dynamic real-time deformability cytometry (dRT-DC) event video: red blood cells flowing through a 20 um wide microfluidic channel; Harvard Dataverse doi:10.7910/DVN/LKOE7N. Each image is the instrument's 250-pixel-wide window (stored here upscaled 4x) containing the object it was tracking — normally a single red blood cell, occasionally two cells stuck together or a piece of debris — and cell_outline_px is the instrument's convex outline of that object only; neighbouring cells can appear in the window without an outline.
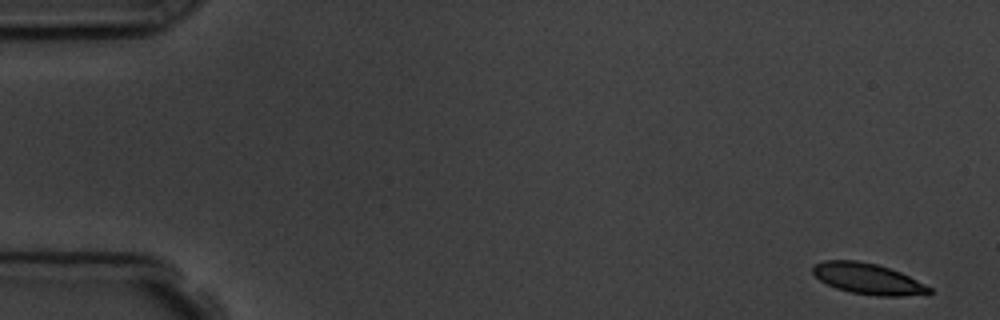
{"species": "common noctule bat (a hibernating species)", "species_latin": "Nyctalus noctula", "temperature_condition": "room temperature", "stored_images_in_passage": 5, "camera_frame_rate_fps": 3000, "um_per_image_px": 0.085, "animal": {"sex": "male", "body_mass_g": 19.5, "forearm_length_mm": 54.6}, "frame": {"image": 1, "passage_image": 1, "time_ms": 0.0, "image_size_px": [1000, 320], "cell_outline_px": [[932, 292], [928, 296], [876, 296], [852, 292], [836, 288], [820, 280], [812, 272], [812, 264], [824, 260], [856, 260], [876, 264], [900, 272], [932, 288]], "centroid_in_image_um": [73.8, 23.71], "position_along_channel_um": 11.2, "area_um2": 21.1}}
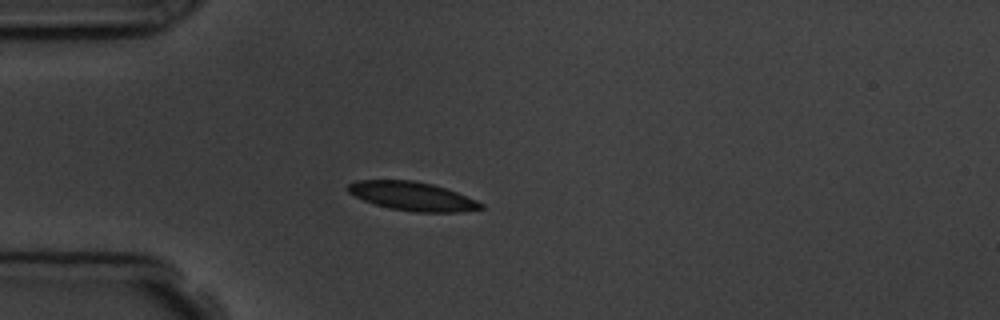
{"frame": {"image": 2, "passage_image": 5, "time_ms": 4.333, "image_size_px": [1000, 320], "cell_outline_px": [[484, 208], [460, 212], [412, 212], [392, 208], [376, 204], [364, 200], [348, 192], [348, 184], [356, 180], [412, 180], [432, 184], [456, 192], [476, 200], [484, 204]], "centroid_in_image_um": [35.07, 16.68], "position_along_channel_um": 49.9, "area_um2": 22.02}}